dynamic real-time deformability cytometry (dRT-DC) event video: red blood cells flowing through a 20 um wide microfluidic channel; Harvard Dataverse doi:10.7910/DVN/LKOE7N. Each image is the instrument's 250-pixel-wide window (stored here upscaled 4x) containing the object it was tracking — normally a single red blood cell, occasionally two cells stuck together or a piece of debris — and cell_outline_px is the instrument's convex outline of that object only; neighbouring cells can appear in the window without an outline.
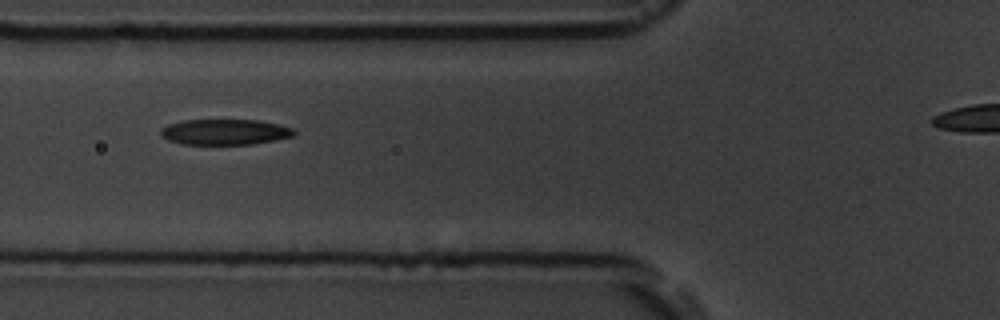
{"species": "common noctule bat (a hibernating species)", "species_latin": "Nyctalus noctula", "temperature_condition": "room temperature", "stored_images_in_passage": 6, "segment_of_instrument_passage": [1, 2], "camera_frame_rate_fps": 3000, "um_per_image_px": 0.085, "animal": {"sex": "male", "body_mass_g": 19.5, "forearm_length_mm": 54.6}, "frame": {"image": 1, "passage_image": 3, "time_ms": 3.333, "image_size_px": [1000, 320], "cell_outline_px": [[296, 132], [292, 136], [276, 140], [252, 144], [180, 144], [168, 140], [160, 136], [160, 128], [168, 124], [184, 120], [256, 120], [280, 124], [296, 128]], "centroid_in_image_um": [19.11, 11.21], "position_along_channel_um": 106.7, "area_um2": 20.11}}
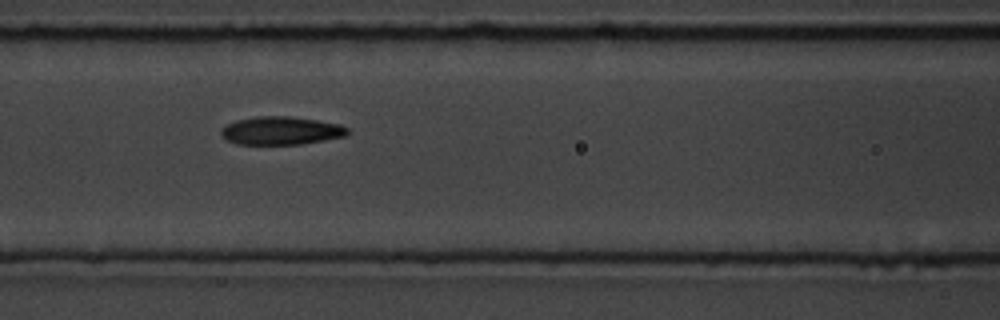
{"frame": {"image": 2, "passage_image": 4, "time_ms": 4.333, "image_size_px": [1000, 320], "cell_outline_px": [[348, 132], [344, 136], [324, 140], [300, 144], [236, 144], [228, 140], [220, 132], [228, 124], [236, 120], [256, 116], [288, 116], [316, 120], [340, 124], [348, 128]], "centroid_in_image_um": [23.9, 11.1], "position_along_channel_um": 142.7, "area_um2": 20.46}}
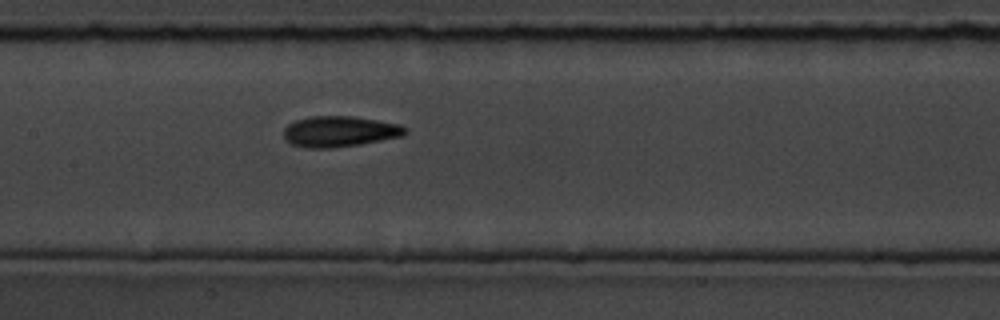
{"frame": {"image": 3, "passage_image": 5, "time_ms": 5.333, "image_size_px": [1000, 320], "cell_outline_px": [[408, 132], [404, 136], [360, 144], [332, 148], [308, 148], [292, 144], [284, 140], [284, 128], [288, 124], [296, 120], [312, 116], [352, 116], [400, 124], [408, 128]], "centroid_in_image_um": [28.88, 11.18], "position_along_channel_um": 178.5, "area_um2": 21.91}}